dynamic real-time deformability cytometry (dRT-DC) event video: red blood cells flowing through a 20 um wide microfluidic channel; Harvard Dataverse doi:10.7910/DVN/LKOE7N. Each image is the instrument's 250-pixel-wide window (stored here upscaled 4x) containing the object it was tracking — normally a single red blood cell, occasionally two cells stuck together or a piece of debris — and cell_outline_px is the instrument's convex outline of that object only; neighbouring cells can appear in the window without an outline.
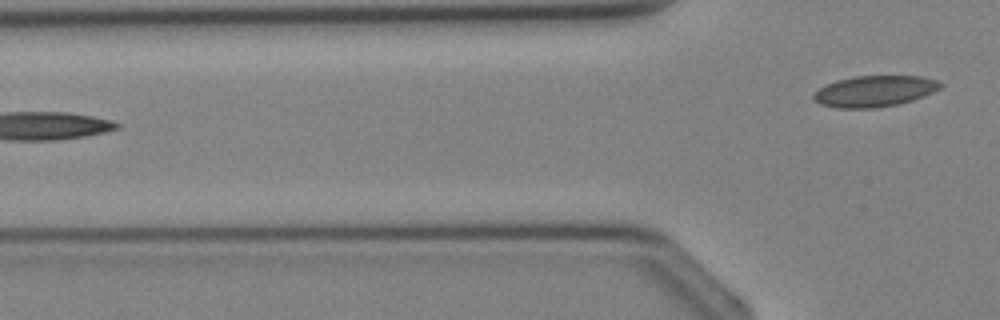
{"species": "Egyptian fruit bat (a non-hibernating species)", "species_latin": "Rousettus aegyptiacus", "temperature_condition": "cold", "stored_images_in_passage": 4, "camera_frame_rate_fps": 3000, "um_per_image_px": 0.085, "animal": {"sex": "female"}, "frame": {"image": 1, "passage_image": 4, "time_ms": 4.333, "image_size_px": [1000, 320], "cell_outline_px": [[944, 84], [940, 88], [924, 96], [912, 100], [896, 104], [876, 108], [836, 108], [820, 104], [812, 100], [812, 96], [820, 88], [836, 80], [852, 76], [920, 76], [936, 80]], "centroid_in_image_um": [74.31, 7.75], "position_along_channel_um": 51.5, "area_um2": 22.95}}